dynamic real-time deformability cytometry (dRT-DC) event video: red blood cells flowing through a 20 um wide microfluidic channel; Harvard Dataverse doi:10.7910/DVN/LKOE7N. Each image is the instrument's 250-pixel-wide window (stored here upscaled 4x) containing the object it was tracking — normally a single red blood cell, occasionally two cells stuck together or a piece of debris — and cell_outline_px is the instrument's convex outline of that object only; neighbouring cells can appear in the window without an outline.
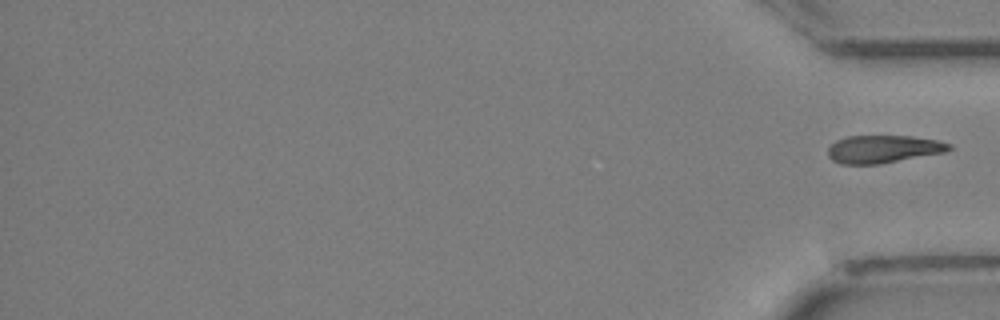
{"species": "Egyptian fruit bat (a non-hibernating species)", "species_latin": "Rousettus aegyptiacus", "temperature_condition": "cold", "stored_images_in_passage": 28, "segment_of_instrument_passage": [2, 2], "camera_frame_rate_fps": 3000, "um_per_image_px": 0.085, "animal": {"sex": "female"}, "frame": {"image": 1, "passage_image": 28, "time_ms": 9.0, "image_size_px": [1000, 320], "cell_outline_px": [[952, 148], [948, 152], [880, 164], [840, 164], [832, 160], [828, 156], [828, 148], [836, 140], [848, 136], [912, 136], [936, 140], [952, 144]], "centroid_in_image_um": [75.1, 12.68], "position_along_channel_um": 360.1, "area_um2": 19.77}}